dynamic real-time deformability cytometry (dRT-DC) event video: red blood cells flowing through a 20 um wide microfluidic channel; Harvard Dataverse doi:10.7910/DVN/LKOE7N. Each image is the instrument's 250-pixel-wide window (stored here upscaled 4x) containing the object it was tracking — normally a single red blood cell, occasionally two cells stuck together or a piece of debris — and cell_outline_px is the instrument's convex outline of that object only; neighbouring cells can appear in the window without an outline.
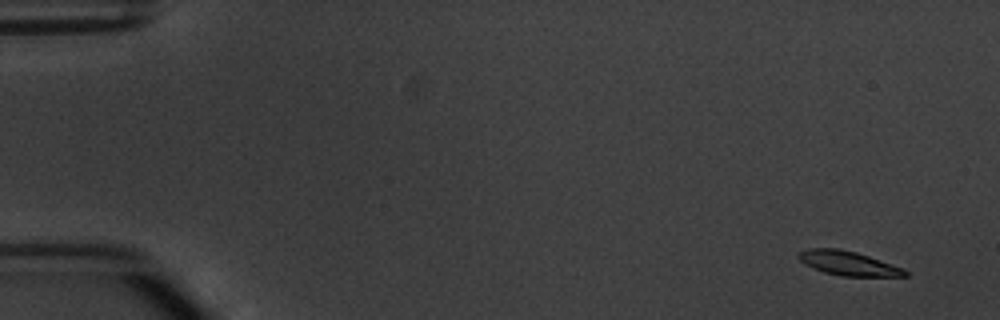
{"species": "common noctule bat (a hibernating species)", "species_latin": "Nyctalus noctula", "temperature_condition": "warm", "stored_images_in_passage": 7, "camera_frame_rate_fps": 3000, "um_per_image_px": 0.085, "animal": {"sex": "male", "body_mass_g": 20.1, "forearm_length_mm": 53.5}, "frame": {"image": 1, "passage_image": 1, "time_ms": 0.0, "image_size_px": [1000, 320], "cell_outline_px": [[908, 276], [840, 276], [824, 272], [812, 268], [800, 260], [796, 256], [800, 252], [808, 248], [840, 248], [856, 252], [904, 268], [908, 272]], "centroid_in_image_um": [72.09, 22.37], "position_along_channel_um": 12.9, "area_um2": 15.03}}
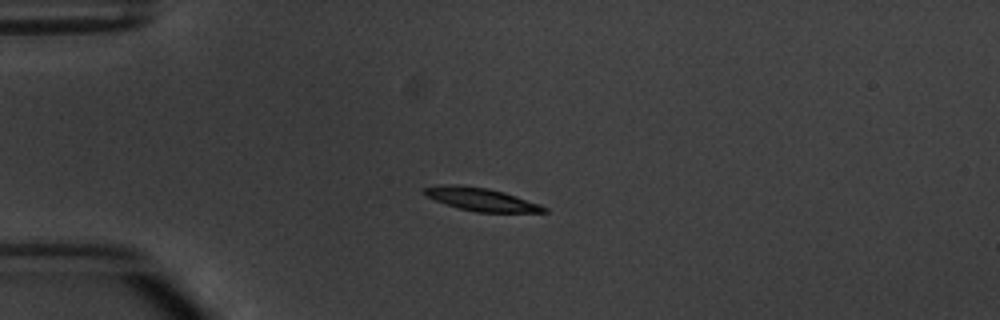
{"frame": {"image": 2, "passage_image": 4, "time_ms": 3.667, "image_size_px": [1000, 320], "cell_outline_px": [[548, 212], [476, 212], [460, 208], [436, 200], [420, 192], [424, 188], [456, 184], [488, 188], [504, 192], [540, 204], [548, 208]], "centroid_in_image_um": [40.95, 16.95], "position_along_channel_um": 44.0, "area_um2": 15.72}}